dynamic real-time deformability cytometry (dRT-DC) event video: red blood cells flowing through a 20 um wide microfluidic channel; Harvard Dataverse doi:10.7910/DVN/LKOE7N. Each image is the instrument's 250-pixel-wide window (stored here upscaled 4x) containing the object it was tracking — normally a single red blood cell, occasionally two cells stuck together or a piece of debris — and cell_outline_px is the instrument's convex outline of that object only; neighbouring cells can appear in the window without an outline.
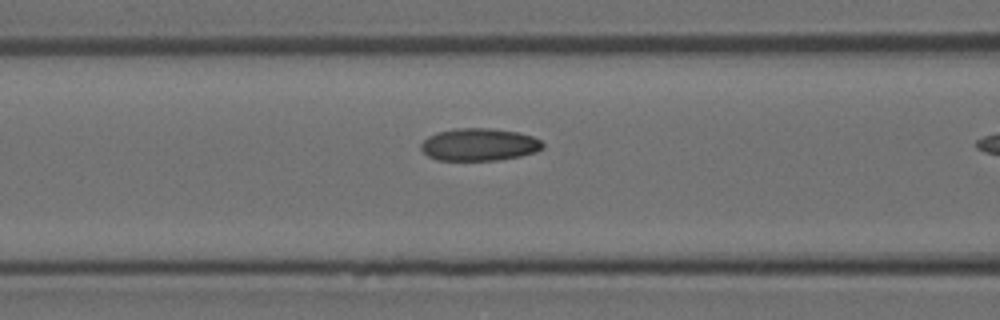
{"species": "Egyptian fruit bat (a non-hibernating species)", "species_latin": "Rousettus aegyptiacus", "temperature_condition": "room temperature", "stored_images_in_passage": 7, "camera_frame_rate_fps": 3000, "um_per_image_px": 0.085, "animal": {"sex": "female"}, "frame": {"image": 1, "passage_image": 6, "time_ms": 1.667, "image_size_px": [1000, 320], "cell_outline_px": [[544, 144], [536, 152], [520, 156], [496, 160], [436, 160], [428, 156], [420, 148], [420, 144], [428, 136], [436, 132], [456, 128], [488, 128], [516, 132], [532, 136], [540, 140]], "centroid_in_image_um": [40.69, 12.29], "position_along_channel_um": 125.9, "area_um2": 22.95}}